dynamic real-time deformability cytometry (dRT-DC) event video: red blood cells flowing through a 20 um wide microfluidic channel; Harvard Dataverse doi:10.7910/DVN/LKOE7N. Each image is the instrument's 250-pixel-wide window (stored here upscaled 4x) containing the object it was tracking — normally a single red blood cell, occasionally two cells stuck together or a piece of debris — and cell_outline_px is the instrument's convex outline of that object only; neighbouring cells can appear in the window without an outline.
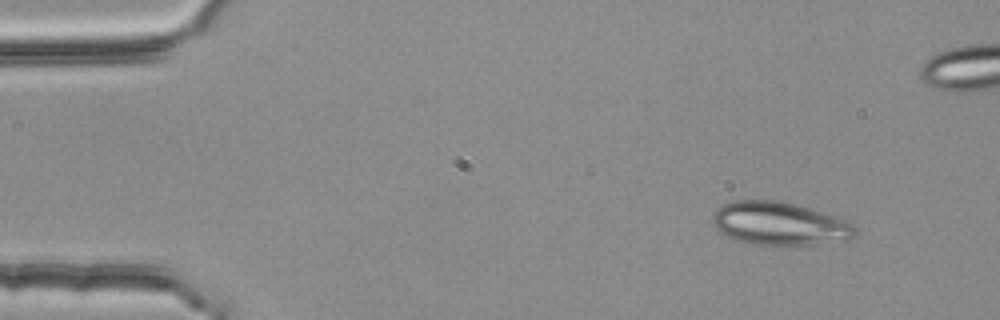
{"species": "common noctule bat (a hibernating species)", "species_latin": "Nyctalus noctula", "temperature_condition": "room temperature", "stored_images_in_passage": 54, "camera_frame_rate_fps": 3000, "um_per_image_px": 0.085, "animal": {"sex": "female", "body_mass_g": 25.1}, "frame": {"image": 1, "passage_image": 6, "time_ms": 1.667, "image_size_px": [1000, 320], "cell_outline_px": [[856, 236], [848, 240], [808, 244], [752, 244], [732, 240], [720, 232], [716, 228], [712, 220], [712, 216], [724, 204], [732, 200], [780, 200], [808, 208], [844, 220], [852, 224], [856, 228]], "centroid_in_image_um": [66.22, 19.01], "position_along_channel_um": 18.8, "area_um2": 35.43}}
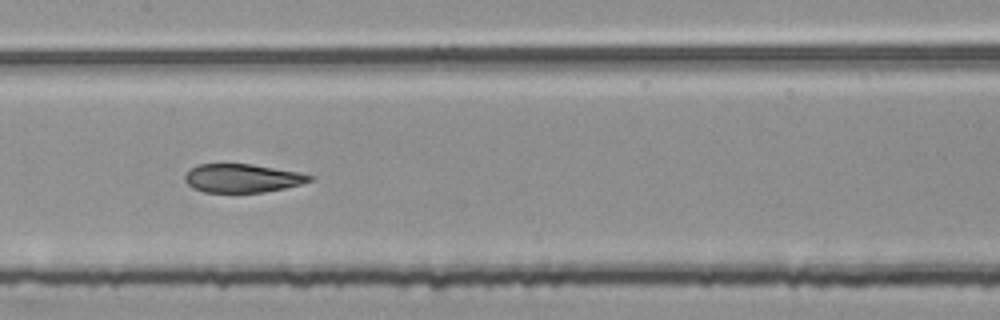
{"frame": {"image": 2, "passage_image": 27, "time_ms": 8.667, "image_size_px": [1000, 320], "cell_outline_px": [[312, 180], [300, 184], [284, 188], [264, 192], [204, 192], [188, 184], [184, 180], [184, 176], [196, 164], [252, 164], [296, 172], [312, 176]], "centroid_in_image_um": [20.56, 15.14], "position_along_channel_um": 186.8, "area_um2": 20.35}}
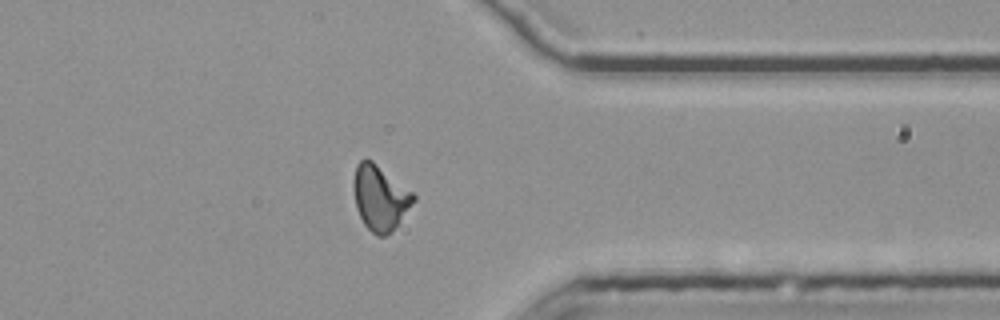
{"frame": {"image": 3, "passage_image": 43, "time_ms": 14.0, "image_size_px": [1000, 320], "cell_outline_px": [[416, 200], [392, 232], [384, 236], [376, 236], [364, 224], [356, 208], [352, 184], [356, 164], [364, 156], [372, 160], [412, 192], [416, 196]], "centroid_in_image_um": [32.28, 16.8], "position_along_channel_um": 379.1, "area_um2": 22.83}, "authors_computed_cell_mechanics": {"area_um2": 22.4842, "velocity_mm_per_s": 3.7822, "shape_relaxation_time_tau1_ms": null, "shape_relaxation_time_tau2_ms": 1.7395, "deformation_change_tau1": null, "deformation_change_tau2": 0.0908}}